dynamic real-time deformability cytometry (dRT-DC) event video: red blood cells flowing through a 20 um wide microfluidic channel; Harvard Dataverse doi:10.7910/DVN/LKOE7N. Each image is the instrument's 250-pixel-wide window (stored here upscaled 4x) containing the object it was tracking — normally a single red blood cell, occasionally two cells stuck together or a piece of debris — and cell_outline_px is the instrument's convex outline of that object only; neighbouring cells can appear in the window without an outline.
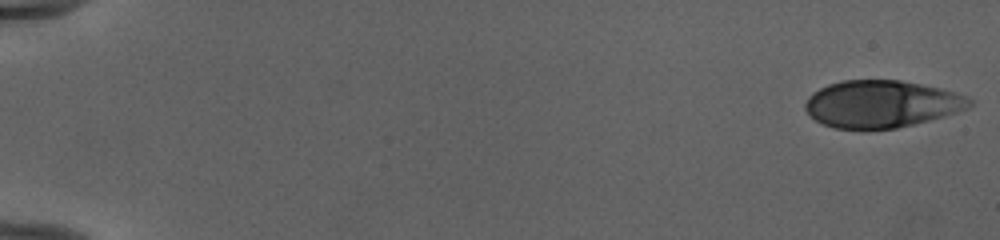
{"species": "human", "species_latin": "Homo sapiens", "temperature_condition": "cold", "stored_images_in_passage": 52, "camera_frame_rate_fps": 3000, "um_per_image_px": 0.085, "donor": {"sex": "female"}, "frame": {"image": 1, "passage_image": 1, "time_ms": 0.0, "image_size_px": [1000, 240], "cell_outline_px": [[972, 104], [968, 108], [956, 112], [928, 120], [896, 128], [836, 128], [824, 124], [816, 120], [804, 108], [804, 104], [808, 96], [812, 92], [828, 84], [844, 80], [900, 80], [940, 88], [968, 96], [972, 100]], "centroid_in_image_um": [74.92, 8.82], "position_along_channel_um": 10.1, "area_um2": 44.74}}
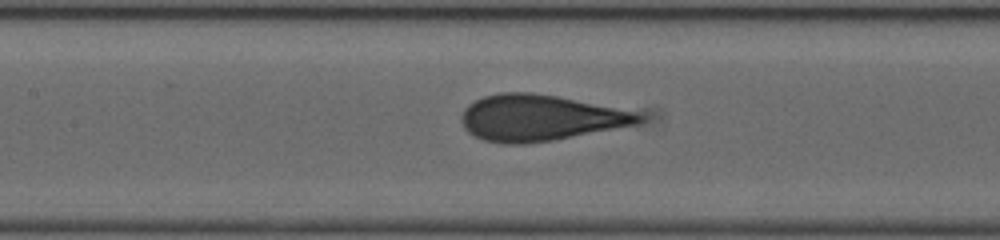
{"frame": {"image": 2, "passage_image": 26, "time_ms": 8.333, "image_size_px": [1000, 240], "cell_outline_px": [[644, 120], [636, 124], [552, 140], [524, 144], [504, 144], [484, 140], [468, 132], [464, 128], [460, 120], [460, 116], [464, 108], [468, 104], [484, 96], [500, 92], [532, 92], [556, 96], [632, 112], [644, 116]], "centroid_in_image_um": [45.78, 10.02], "position_along_channel_um": 161.6, "area_um2": 46.99}}
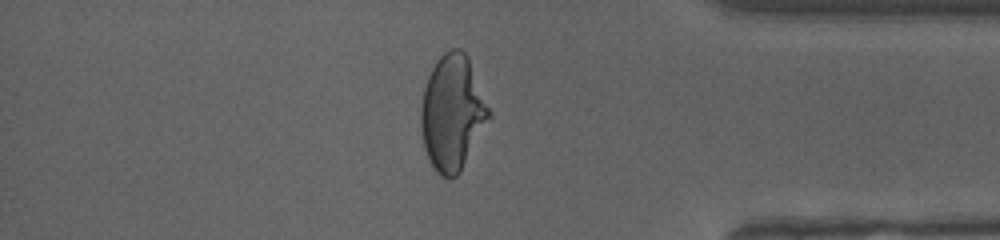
{"frame": {"image": 3, "passage_image": 45, "time_ms": 14.667, "image_size_px": [1000, 240], "cell_outline_px": [[492, 116], [460, 172], [456, 176], [448, 180], [440, 176], [436, 172], [424, 148], [420, 128], [420, 108], [424, 88], [428, 76], [432, 68], [440, 56], [444, 52], [452, 48], [460, 48], [468, 56], [492, 112]], "centroid_in_image_um": [38.46, 9.59], "position_along_channel_um": 396.7, "area_um2": 46.12}, "authors_computed_cell_mechanics": {"area_um2": 46.1533, "velocity_mm_per_s": 3.9924, "shape_relaxation_time_tau1_ms": 5.1991, "shape_relaxation_time_tau2_ms": null, "deformation_change_tau1": 0.2093, "deformation_change_tau2": null}}